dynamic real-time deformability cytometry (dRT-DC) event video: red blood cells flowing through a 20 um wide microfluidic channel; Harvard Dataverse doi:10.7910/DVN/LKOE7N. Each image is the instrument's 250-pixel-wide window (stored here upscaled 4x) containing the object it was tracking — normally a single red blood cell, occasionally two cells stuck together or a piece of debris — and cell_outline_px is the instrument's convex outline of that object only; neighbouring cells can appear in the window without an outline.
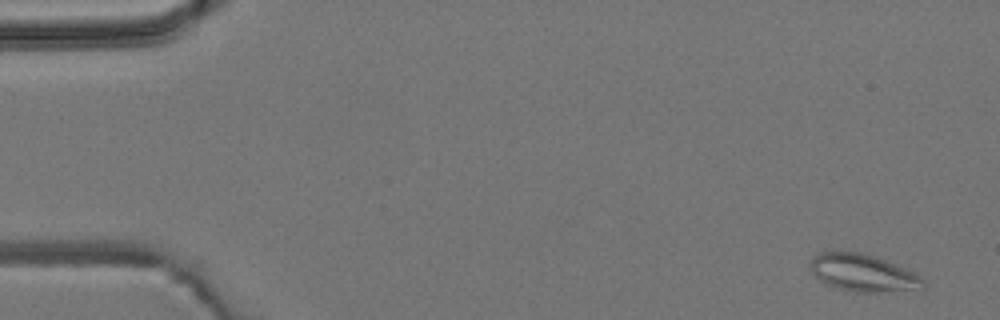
{"species": "common noctule bat (a hibernating species)", "species_latin": "Nyctalus noctula", "temperature_condition": "room temperature", "stored_images_in_passage": 8, "camera_frame_rate_fps": 3000, "um_per_image_px": 0.085, "animal": {"sex": "male", "body_mass_g": 19.2, "forearm_length_mm": 51.8}, "frame": {"image": 1, "passage_image": 1, "time_ms": 0.0, "image_size_px": [1000, 320], "cell_outline_px": [[924, 288], [884, 292], [856, 292], [840, 288], [828, 284], [820, 280], [808, 268], [808, 264], [812, 256], [820, 252], [860, 252], [884, 260], [904, 268], [920, 276], [924, 280]], "centroid_in_image_um": [73.31, 23.19], "position_along_channel_um": 11.7, "area_um2": 24.22}}
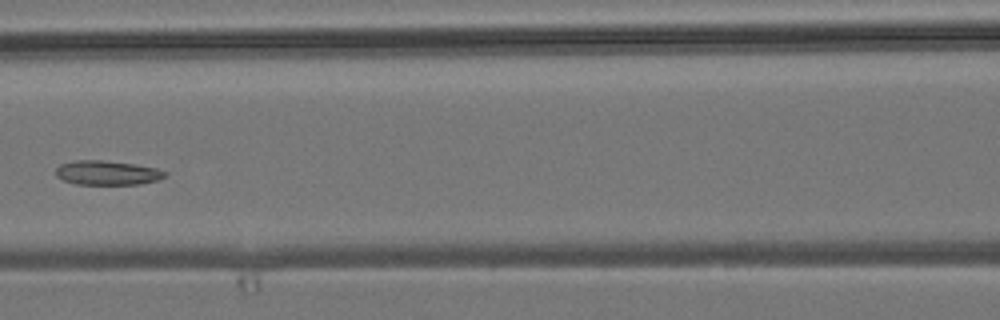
{"frame": {"image": 2, "passage_image": 7, "time_ms": 7.0, "image_size_px": [1000, 320], "cell_outline_px": [[168, 172], [164, 176], [156, 180], [140, 184], [76, 184], [64, 180], [56, 176], [56, 168], [60, 164], [72, 160], [100, 160], [132, 164], [156, 168]], "centroid_in_image_um": [9.07, 14.68], "position_along_channel_um": 157.5, "area_um2": 15.32}}
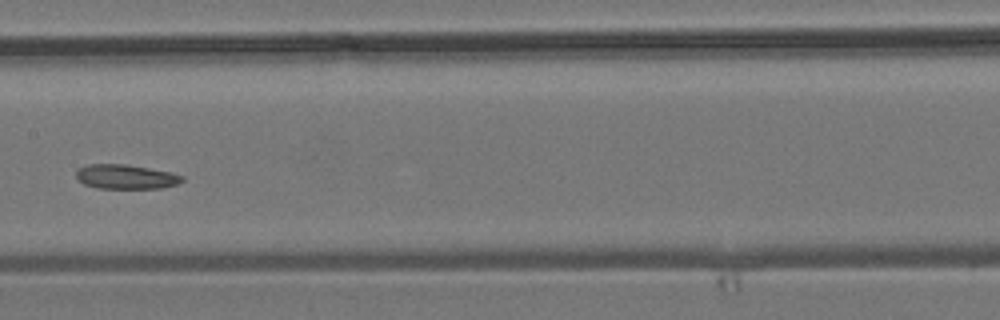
{"frame": {"image": 3, "passage_image": 8, "time_ms": 8.0, "image_size_px": [1000, 320], "cell_outline_px": [[184, 180], [176, 184], [160, 188], [100, 188], [84, 184], [76, 180], [76, 172], [80, 168], [88, 164], [124, 164], [148, 168], [168, 172], [184, 176]], "centroid_in_image_um": [10.66, 15.02], "position_along_channel_um": 196.7, "area_um2": 14.91}}